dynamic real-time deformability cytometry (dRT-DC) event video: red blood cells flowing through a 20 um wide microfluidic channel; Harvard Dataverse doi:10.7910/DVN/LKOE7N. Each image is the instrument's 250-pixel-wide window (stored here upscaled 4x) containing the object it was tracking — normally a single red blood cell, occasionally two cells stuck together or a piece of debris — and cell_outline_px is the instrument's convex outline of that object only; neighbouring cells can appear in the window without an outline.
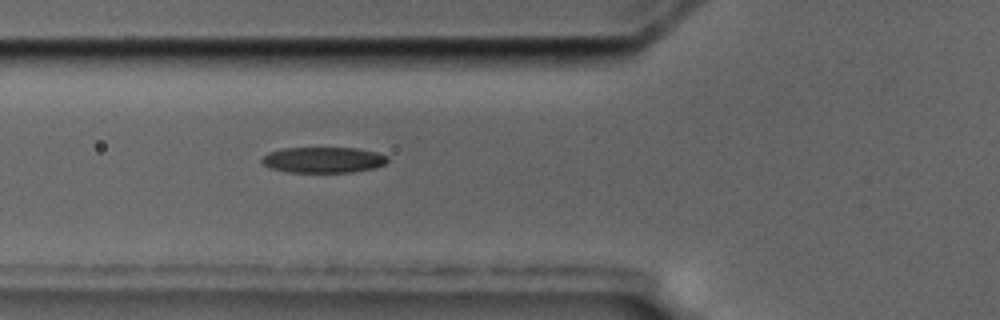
{"species": "common noctule bat (a hibernating species)", "species_latin": "Nyctalus noctula", "temperature_condition": "cold", "stored_images_in_passage": 6, "camera_frame_rate_fps": 3000, "um_per_image_px": 0.085, "animal": {"sex": "male", "body_mass_g": 17.5, "forearm_length_mm": 52.3}, "frame": {"image": 1, "passage_image": 6, "time_ms": 6.667, "image_size_px": [1000, 320], "cell_outline_px": [[388, 160], [384, 164], [376, 168], [352, 172], [288, 172], [272, 168], [264, 164], [260, 160], [268, 152], [284, 148], [356, 148], [376, 152], [388, 156]], "centroid_in_image_um": [27.5, 13.59], "position_along_channel_um": 98.3, "area_um2": 18.84}}